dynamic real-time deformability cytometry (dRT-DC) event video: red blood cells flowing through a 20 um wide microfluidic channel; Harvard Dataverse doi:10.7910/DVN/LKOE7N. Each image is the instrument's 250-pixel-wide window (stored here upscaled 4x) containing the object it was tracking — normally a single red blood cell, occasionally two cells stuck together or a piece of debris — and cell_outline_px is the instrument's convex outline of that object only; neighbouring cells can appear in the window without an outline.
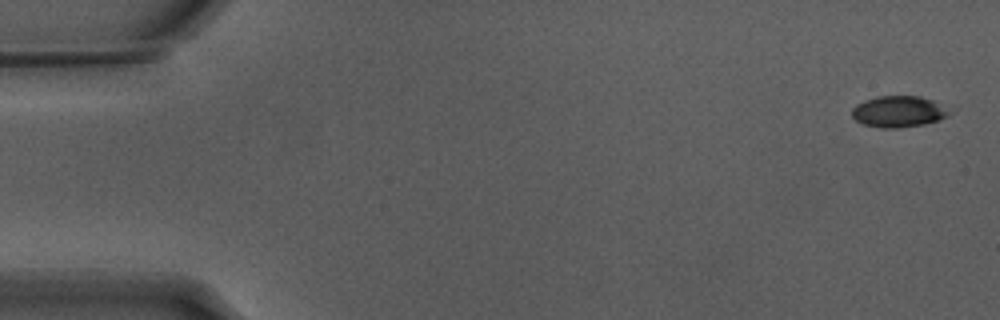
{"species": "Egyptian fruit bat (a non-hibernating species)", "species_latin": "Rousettus aegyptiacus", "temperature_condition": "warm", "stored_images_in_passage": 52, "camera_frame_rate_fps": 3000, "um_per_image_px": 0.085, "animal": {"sex": "male"}, "frame": {"image": 1, "passage_image": 1, "time_ms": 0.0, "image_size_px": [1000, 320], "cell_outline_px": [[952, 112], [948, 116], [924, 124], [896, 128], [884, 128], [864, 124], [856, 120], [852, 116], [852, 108], [856, 104], [880, 96], [920, 96], [932, 100]], "centroid_in_image_um": [76.37, 9.48], "position_along_channel_um": 8.6, "area_um2": 17.4}}
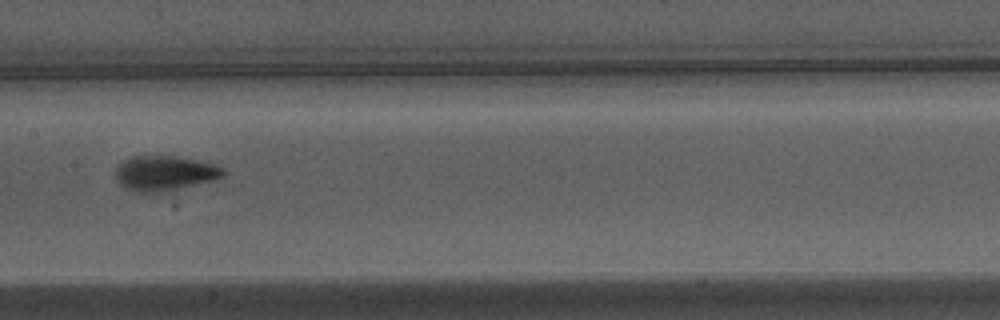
{"frame": {"image": 2, "passage_image": 27, "time_ms": 8.667, "image_size_px": [1000, 320], "cell_outline_px": [[228, 172], [224, 176], [212, 180], [176, 188], [152, 192], [136, 192], [120, 184], [116, 176], [116, 164], [132, 156], [176, 156], [216, 164], [224, 168]], "centroid_in_image_um": [14.0, 14.69], "position_along_channel_um": 193.4, "area_um2": 21.56}}
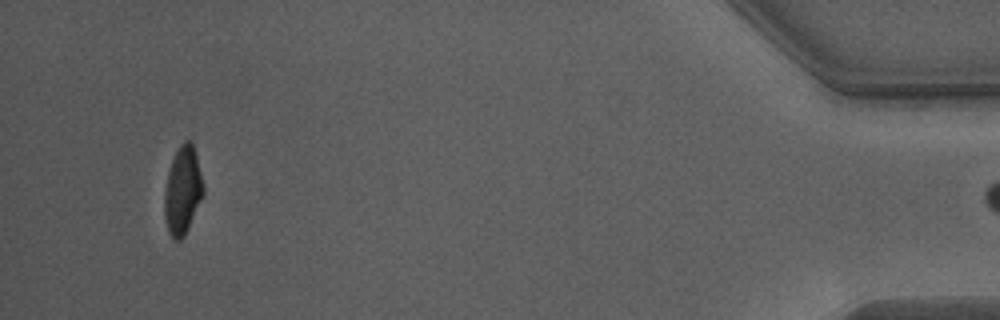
{"frame": {"image": 3, "passage_image": 51, "time_ms": 16.667, "image_size_px": [1000, 320], "cell_outline_px": [[204, 192], [188, 228], [184, 236], [180, 240], [176, 240], [168, 232], [164, 216], [164, 192], [168, 172], [172, 160], [180, 144], [184, 140], [188, 140], [192, 144], [196, 156], [204, 188]], "centroid_in_image_um": [15.5, 16.2], "position_along_channel_um": 419.7, "area_um2": 19.54}, "authors_computed_cell_mechanics": {"area_um2": 20.1433, "velocity_mm_per_s": 3.8292, "shape_relaxation_time_tau1_ms": 2.8927, "shape_relaxation_time_tau2_ms": 1.0383, "deformation_change_tau1": 0.1571, "deformation_change_tau2": 0.0747}}